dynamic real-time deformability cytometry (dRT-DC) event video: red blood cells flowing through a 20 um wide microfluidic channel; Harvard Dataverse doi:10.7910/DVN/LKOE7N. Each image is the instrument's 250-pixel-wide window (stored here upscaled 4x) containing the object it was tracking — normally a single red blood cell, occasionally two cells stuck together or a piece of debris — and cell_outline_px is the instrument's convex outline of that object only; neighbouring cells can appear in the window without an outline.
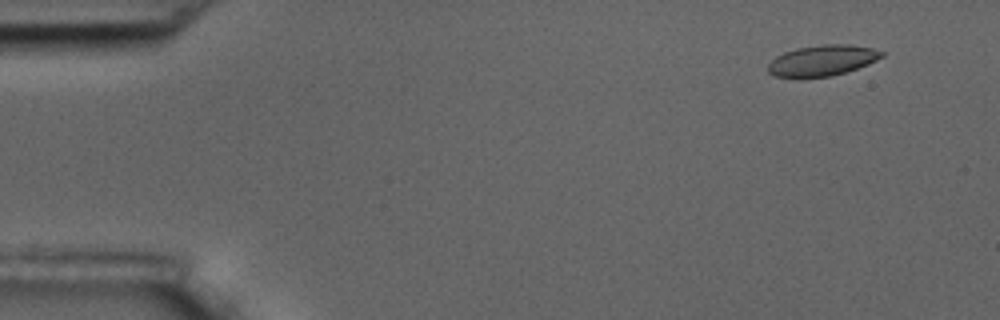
{"species": "common noctule bat (a hibernating species)", "species_latin": "Nyctalus noctula", "temperature_condition": "room temperature", "stored_images_in_passage": 6, "segment_of_instrument_passage": [1, 2], "camera_frame_rate_fps": 3000, "um_per_image_px": 0.085, "animal": {"sex": "male", "body_mass_g": 17.5, "forearm_length_mm": 52.3}, "frame": {"image": 1, "passage_image": 2, "time_ms": 1.0, "image_size_px": [1000, 320], "cell_outline_px": [[884, 56], [868, 64], [832, 76], [800, 80], [776, 76], [768, 72], [768, 64], [776, 56], [784, 52], [796, 48], [820, 44], [848, 44], [872, 48], [884, 52]], "centroid_in_image_um": [69.84, 5.17], "position_along_channel_um": 15.2, "area_um2": 20.87}}
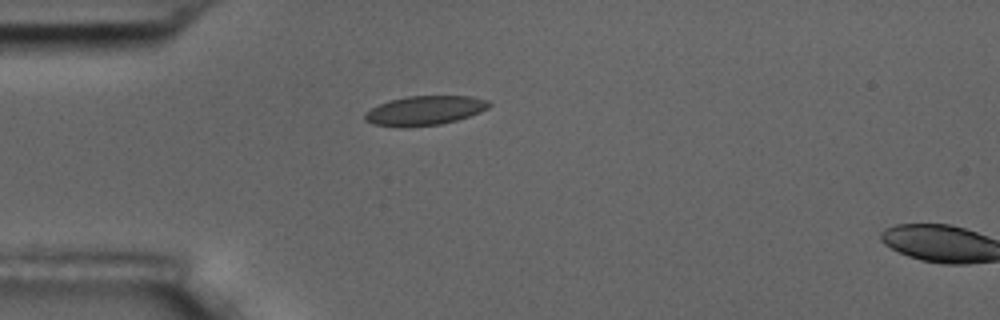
{"frame": {"image": 2, "passage_image": 5, "time_ms": 4.667, "image_size_px": [1000, 320], "cell_outline_px": [[492, 104], [488, 108], [480, 112], [456, 120], [440, 124], [404, 128], [400, 128], [372, 124], [364, 120], [364, 112], [388, 100], [408, 96], [472, 96], [488, 100]], "centroid_in_image_um": [36.07, 9.4], "position_along_channel_um": 48.9, "area_um2": 21.44}}